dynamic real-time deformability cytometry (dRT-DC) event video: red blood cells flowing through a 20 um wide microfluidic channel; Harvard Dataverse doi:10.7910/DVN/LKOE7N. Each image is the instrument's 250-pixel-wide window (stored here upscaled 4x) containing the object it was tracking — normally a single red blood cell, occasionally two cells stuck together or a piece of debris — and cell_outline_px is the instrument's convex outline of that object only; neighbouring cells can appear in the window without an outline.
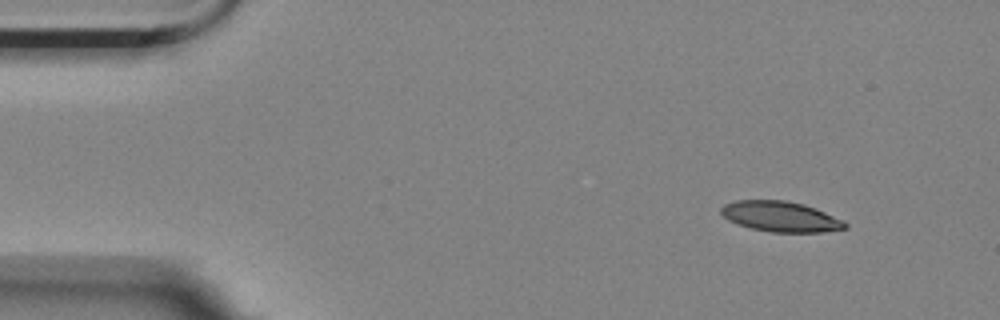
{"species": "Egyptian fruit bat (a non-hibernating species)", "species_latin": "Rousettus aegyptiacus", "temperature_condition": "room temperature", "stored_images_in_passage": 5, "camera_frame_rate_fps": 3000, "um_per_image_px": 0.085, "animal": {"sex": "female"}, "frame": {"image": 1, "passage_image": 1, "time_ms": 0.0, "image_size_px": [1000, 320], "cell_outline_px": [[848, 228], [820, 232], [772, 232], [752, 228], [728, 220], [720, 212], [720, 208], [724, 204], [736, 200], [784, 200], [804, 204], [844, 220], [848, 224]], "centroid_in_image_um": [66.36, 18.4], "position_along_channel_um": 18.6, "area_um2": 21.85}}
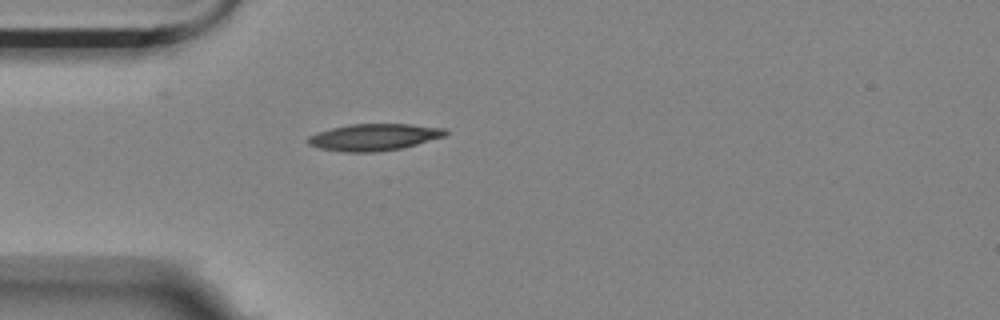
{"frame": {"image": 2, "passage_image": 5, "time_ms": 1.333, "image_size_px": [1000, 320], "cell_outline_px": [[448, 132], [444, 136], [404, 148], [376, 152], [344, 152], [320, 148], [308, 144], [304, 140], [308, 136], [316, 132], [348, 124], [408, 124], [444, 128]], "centroid_in_image_um": [31.74, 11.66], "position_along_channel_um": 53.3, "area_um2": 21.56}}